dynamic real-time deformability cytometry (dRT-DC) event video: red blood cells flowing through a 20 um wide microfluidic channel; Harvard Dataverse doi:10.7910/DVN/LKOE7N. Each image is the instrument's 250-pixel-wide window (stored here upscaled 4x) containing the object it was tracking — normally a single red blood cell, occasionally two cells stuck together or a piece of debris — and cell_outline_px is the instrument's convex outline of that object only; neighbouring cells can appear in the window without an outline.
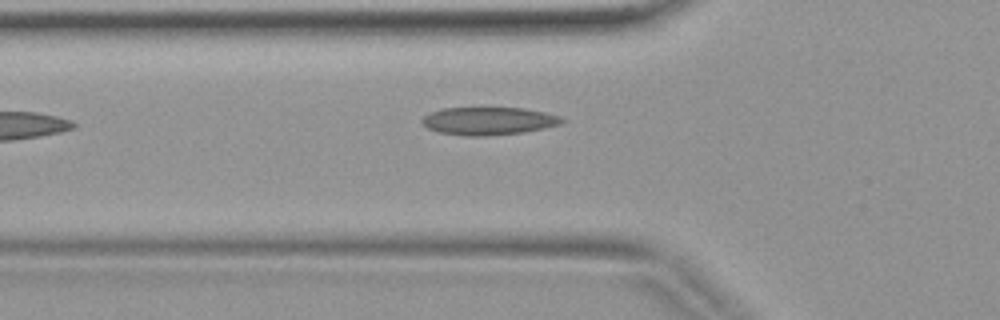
{"species": "common noctule bat (a hibernating species)", "species_latin": "Nyctalus noctula", "temperature_condition": "warm", "stored_images_in_passage": 4, "camera_frame_rate_fps": 3000, "um_per_image_px": 0.085, "animal": {"sex": "female", "body_mass_g": 19.9}, "frame": {"image": 1, "passage_image": 4, "time_ms": 1.0, "image_size_px": [1000, 320], "cell_outline_px": [[568, 120], [560, 124], [544, 128], [524, 132], [488, 136], [464, 136], [440, 132], [428, 128], [420, 120], [428, 112], [444, 108], [524, 108], [544, 112], [560, 116]], "centroid_in_image_um": [41.54, 10.28], "position_along_channel_um": 84.3, "area_um2": 22.77}}